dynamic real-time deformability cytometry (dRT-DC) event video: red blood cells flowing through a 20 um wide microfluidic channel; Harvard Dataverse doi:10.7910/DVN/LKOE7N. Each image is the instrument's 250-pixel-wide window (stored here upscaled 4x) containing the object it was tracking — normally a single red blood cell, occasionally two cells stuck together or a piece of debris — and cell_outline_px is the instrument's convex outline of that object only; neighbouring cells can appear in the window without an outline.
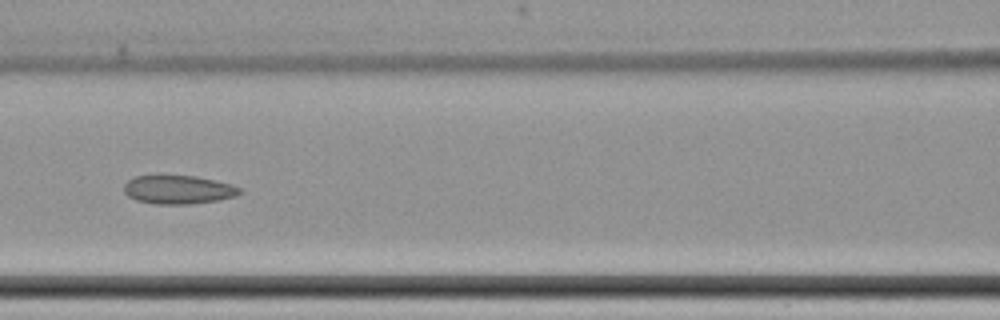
{"species": "common noctule bat (a hibernating species)", "species_latin": "Nyctalus noctula", "temperature_condition": "cold", "stored_images_in_passage": 18, "camera_frame_rate_fps": 3000, "um_per_image_px": 0.085, "animal": {"sex": "female", "body_mass_g": 22.7, "forearm_length_mm": 54.2}, "frame": {"image": 1, "passage_image": 9, "time_ms": 10.667, "image_size_px": [1000, 320], "cell_outline_px": [[240, 192], [236, 196], [216, 200], [188, 204], [152, 204], [136, 200], [128, 196], [124, 192], [124, 184], [128, 180], [136, 176], [196, 176], [216, 180], [232, 184], [240, 188]], "centroid_in_image_um": [15.14, 16.12], "position_along_channel_um": 151.5, "area_um2": 19.19}}
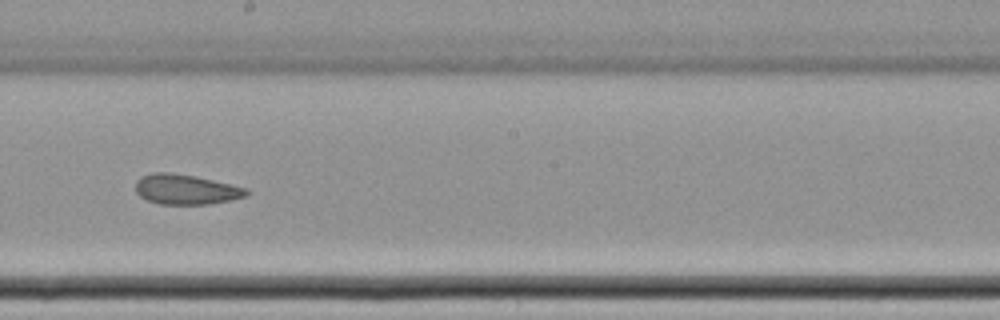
{"frame": {"image": 2, "passage_image": 11, "time_ms": 13.0, "image_size_px": [1000, 320], "cell_outline_px": [[248, 196], [208, 204], [160, 204], [148, 200], [140, 196], [136, 192], [136, 180], [140, 176], [152, 172], [172, 172], [196, 176], [232, 184], [248, 188]], "centroid_in_image_um": [15.79, 16.08], "position_along_channel_um": 232.4, "area_um2": 19.54}}
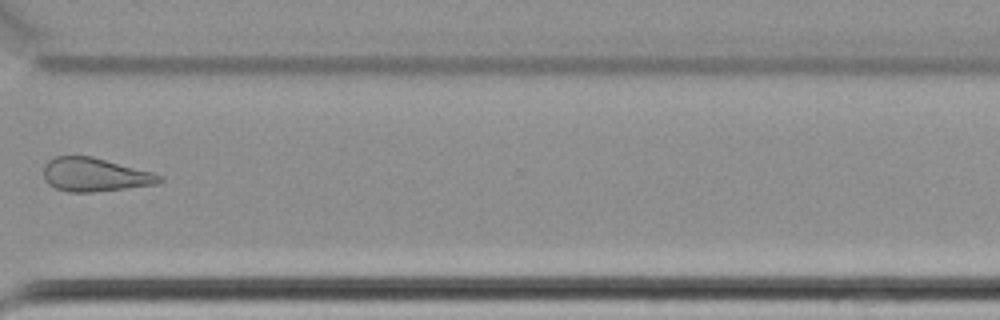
{"frame": {"image": 3, "passage_image": 15, "time_ms": 19.0, "image_size_px": [1000, 320], "cell_outline_px": [[164, 180], [156, 184], [92, 192], [68, 192], [56, 188], [48, 184], [44, 176], [44, 164], [48, 160], [56, 156], [92, 156], [152, 172], [164, 176]], "centroid_in_image_um": [8.06, 14.84], "position_along_channel_um": 362.5, "area_um2": 22.6}, "authors_computed_cell_mechanics": {"area_um2": 22.5998, "velocity_mm_per_s": 3.4735, "shape_relaxation_time_tau1_ms": 4.0003, "shape_relaxation_time_tau2_ms": null, "deformation_change_tau1": 0.0605, "deformation_change_tau2": null}}